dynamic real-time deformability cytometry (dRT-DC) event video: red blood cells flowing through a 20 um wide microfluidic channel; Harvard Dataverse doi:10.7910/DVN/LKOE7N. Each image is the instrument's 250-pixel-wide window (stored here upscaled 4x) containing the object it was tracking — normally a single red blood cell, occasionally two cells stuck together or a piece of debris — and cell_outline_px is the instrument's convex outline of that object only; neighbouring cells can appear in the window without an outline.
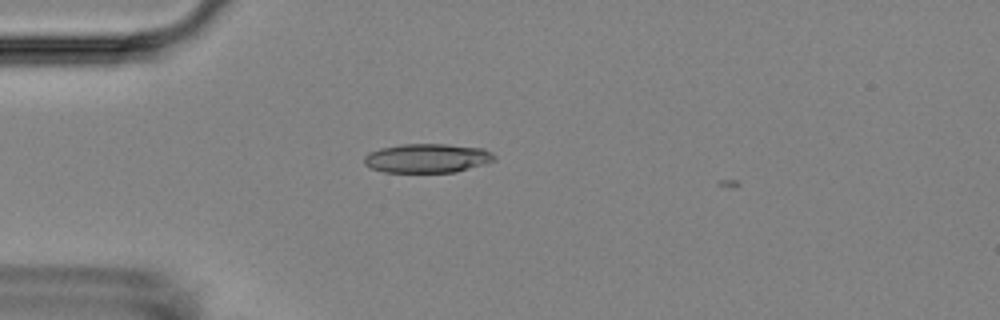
{"species": "Egyptian fruit bat (a non-hibernating species)", "species_latin": "Rousettus aegyptiacus", "temperature_condition": "room temperature", "stored_images_in_passage": 3, "camera_frame_rate_fps": 3000, "um_per_image_px": 0.085, "animal": {"sex": "female"}, "frame": {"image": 1, "passage_image": 1, "time_ms": 0.0, "image_size_px": [1000, 320], "cell_outline_px": [[496, 160], [484, 164], [456, 172], [384, 172], [372, 168], [364, 164], [364, 156], [368, 152], [380, 148], [400, 144], [448, 144], [484, 148], [492, 152], [496, 156]], "centroid_in_image_um": [36.33, 13.44], "position_along_channel_um": 48.7, "area_um2": 22.25}}